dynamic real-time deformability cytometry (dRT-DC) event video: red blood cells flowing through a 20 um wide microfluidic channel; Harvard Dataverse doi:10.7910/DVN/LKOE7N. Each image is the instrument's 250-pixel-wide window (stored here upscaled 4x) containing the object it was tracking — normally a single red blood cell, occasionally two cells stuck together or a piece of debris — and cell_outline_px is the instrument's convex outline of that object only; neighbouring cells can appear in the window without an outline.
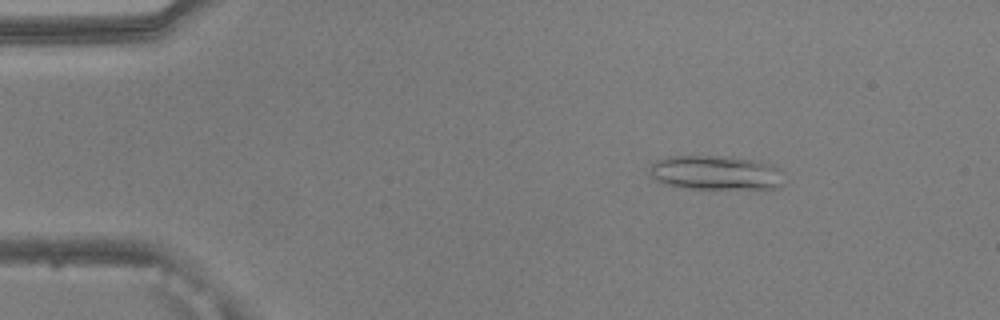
{"species": "common noctule bat (a hibernating species)", "species_latin": "Nyctalus noctula", "temperature_condition": "warm", "stored_images_in_passage": 52, "camera_frame_rate_fps": 3000, "um_per_image_px": 0.085, "animal": {"sex": "male", "body_mass_g": 20.5, "forearm_length_mm": 52.5}, "frame": {"image": 1, "passage_image": 8, "time_ms": 2.333, "image_size_px": [1000, 320], "cell_outline_px": [[780, 188], [688, 188], [668, 184], [656, 180], [648, 172], [648, 168], [656, 160], [668, 156], [732, 156], [772, 164], [776, 168], [780, 184]], "centroid_in_image_um": [60.74, 14.66], "position_along_channel_um": 24.3, "area_um2": 26.36}}
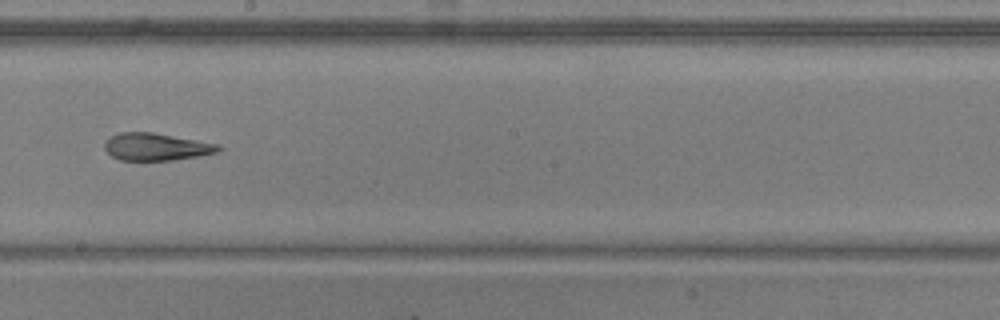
{"frame": {"image": 2, "passage_image": 30, "time_ms": 9.667, "image_size_px": [1000, 320], "cell_outline_px": [[224, 148], [220, 152], [172, 160], [120, 160], [112, 156], [104, 148], [104, 144], [112, 136], [120, 132], [152, 132], [220, 144]], "centroid_in_image_um": [13.33, 12.48], "position_along_channel_um": 234.9, "area_um2": 18.09}}
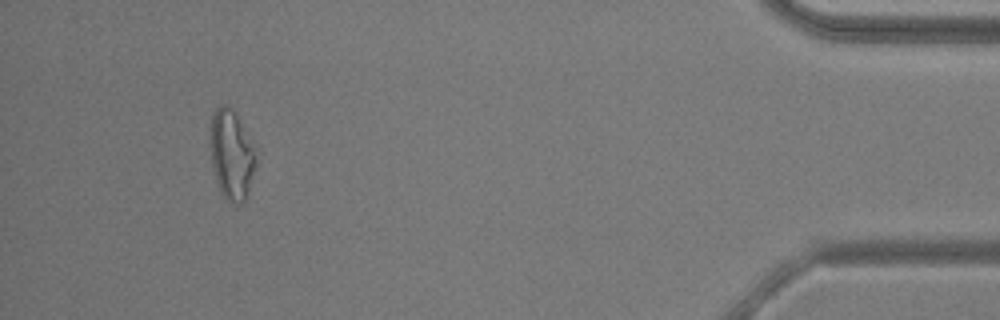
{"frame": {"image": 3, "passage_image": 49, "time_ms": 16.0, "image_size_px": [1000, 320], "cell_outline_px": [[260, 148], [256, 164], [244, 204], [236, 204], [224, 200], [220, 192], [216, 180], [212, 164], [212, 112], [220, 104], [228, 104], [236, 112]], "centroid_in_image_um": [19.77, 13.12], "position_along_channel_um": 415.4, "area_um2": 24.74}, "authors_computed_cell_mechanics": {"area_um2": 21.1548, "velocity_mm_per_s": 3.8597, "shape_relaxation_time_tau1_ms": null, "shape_relaxation_time_tau2_ms": 2.9763, "deformation_change_tau1": null, "deformation_change_tau2": 0.1391}}